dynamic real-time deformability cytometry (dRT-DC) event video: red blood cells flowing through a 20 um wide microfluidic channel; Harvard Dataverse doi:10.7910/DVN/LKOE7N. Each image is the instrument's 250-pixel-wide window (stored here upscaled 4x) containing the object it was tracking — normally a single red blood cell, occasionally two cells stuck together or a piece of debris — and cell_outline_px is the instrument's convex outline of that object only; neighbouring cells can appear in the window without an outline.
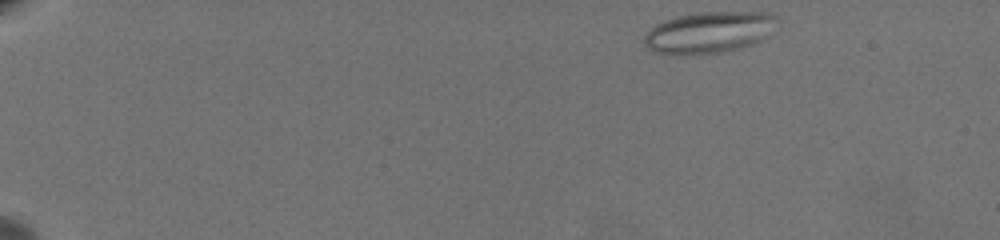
{"species": "common noctule bat (a hibernating species)", "species_latin": "Nyctalus noctula", "temperature_condition": "warm", "stored_images_in_passage": 54, "camera_frame_rate_fps": 3000, "um_per_image_px": 0.085, "animal": {"sex": "female", "body_mass_g": 19.5, "forearm_length_mm": 54.1}, "frame": {"image": 1, "passage_image": 1, "time_ms": 0.0, "image_size_px": [1000, 240], "cell_outline_px": [[780, 20], [768, 36], [752, 44], [720, 52], [680, 56], [676, 56], [652, 52], [644, 44], [644, 36], [656, 24], [664, 20], [676, 16], [700, 12], [772, 12]], "centroid_in_image_um": [60.27, 2.75], "position_along_channel_um": 24.7, "area_um2": 32.48}}
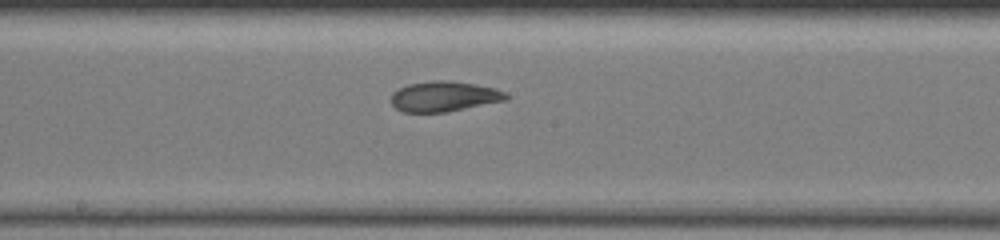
{"frame": {"image": 2, "passage_image": 29, "time_ms": 9.333, "image_size_px": [1000, 240], "cell_outline_px": [[508, 100], [444, 112], [404, 112], [396, 108], [392, 104], [392, 92], [408, 84], [432, 80], [448, 80], [476, 84], [496, 88], [504, 92], [508, 96]], "centroid_in_image_um": [37.76, 8.18], "position_along_channel_um": 210.4, "area_um2": 20.23}}
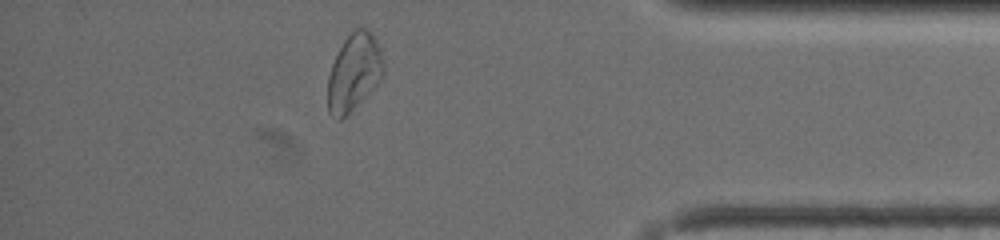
{"frame": {"image": 3, "passage_image": 48, "time_ms": 15.667, "image_size_px": [1000, 240], "cell_outline_px": [[384, 72], [376, 84], [340, 120], [336, 120], [328, 112], [328, 76], [332, 64], [344, 40], [356, 28], [368, 28], [372, 32], [380, 48], [384, 64]], "centroid_in_image_um": [30.08, 6.1], "position_along_channel_um": 405.1, "area_um2": 24.51}, "authors_computed_cell_mechanics": {"area_um2": 23.987, "velocity_mm_per_s": 3.4712, "shape_relaxation_time_tau1_ms": null, "shape_relaxation_time_tau2_ms": 2.3187, "deformation_change_tau1": null, "deformation_change_tau2": 0.0885}}